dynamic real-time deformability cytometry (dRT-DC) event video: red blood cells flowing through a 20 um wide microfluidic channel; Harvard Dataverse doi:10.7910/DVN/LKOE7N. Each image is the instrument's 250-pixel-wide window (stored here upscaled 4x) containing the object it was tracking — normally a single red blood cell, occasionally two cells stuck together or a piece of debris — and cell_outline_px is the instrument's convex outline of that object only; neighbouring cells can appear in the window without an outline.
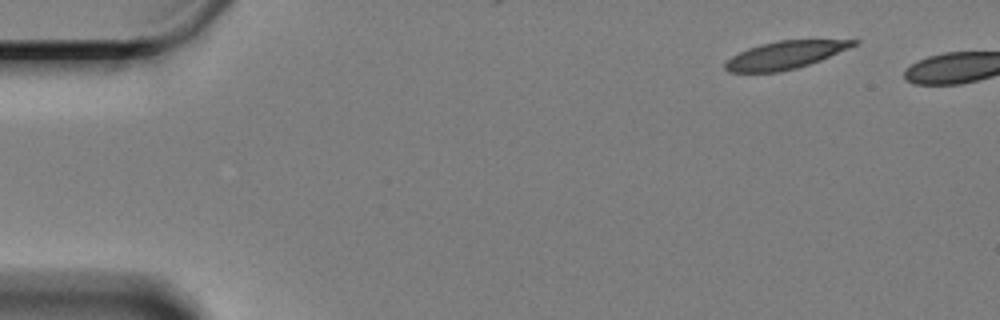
{"species": "Egyptian fruit bat (a non-hibernating species)", "species_latin": "Rousettus aegyptiacus", "temperature_condition": "cold", "stored_images_in_passage": 6, "camera_frame_rate_fps": 3000, "um_per_image_px": 0.085, "animal": {"sex": "female"}, "frame": {"image": 1, "passage_image": 1, "time_ms": 0.0, "image_size_px": [1000, 320], "cell_outline_px": [[860, 40], [856, 44], [848, 48], [820, 60], [796, 68], [780, 72], [728, 72], [724, 68], [724, 64], [732, 56], [748, 48], [760, 44], [780, 40]], "centroid_in_image_um": [66.69, 4.68], "position_along_channel_um": 18.3, "area_um2": 20.4}}